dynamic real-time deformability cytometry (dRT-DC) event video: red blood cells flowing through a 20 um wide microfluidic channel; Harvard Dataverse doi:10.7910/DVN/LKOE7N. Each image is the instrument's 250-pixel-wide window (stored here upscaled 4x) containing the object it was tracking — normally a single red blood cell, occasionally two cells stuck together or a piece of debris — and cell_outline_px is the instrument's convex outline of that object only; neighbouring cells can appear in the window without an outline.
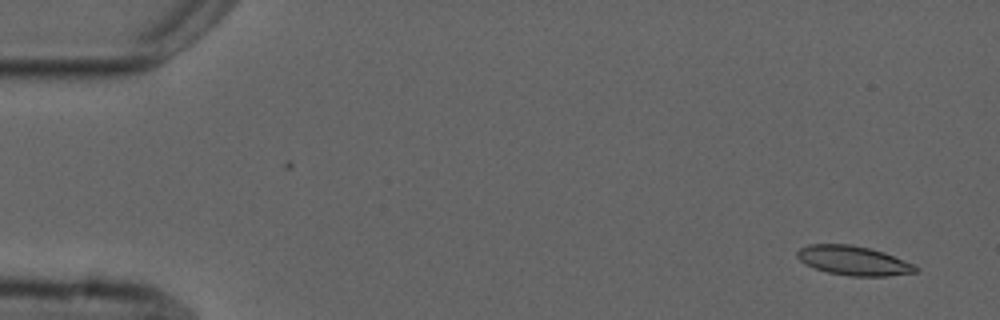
{"species": "common noctule bat (a hibernating species)", "species_latin": "Nyctalus noctula", "temperature_condition": "cold", "stored_images_in_passage": 2, "camera_frame_rate_fps": 3000, "um_per_image_px": 0.085, "animal": {"sex": "male", "forearm_length_mm": 52.5}, "frame": {"image": 1, "passage_image": 2, "time_ms": 1.0, "image_size_px": [1000, 320], "cell_outline_px": [[920, 268], [916, 272], [888, 276], [848, 276], [828, 272], [804, 264], [796, 256], [796, 252], [800, 248], [808, 244], [852, 244], [884, 252], [916, 264]], "centroid_in_image_um": [72.57, 22.15], "position_along_channel_um": 12.4, "area_um2": 20.4}}